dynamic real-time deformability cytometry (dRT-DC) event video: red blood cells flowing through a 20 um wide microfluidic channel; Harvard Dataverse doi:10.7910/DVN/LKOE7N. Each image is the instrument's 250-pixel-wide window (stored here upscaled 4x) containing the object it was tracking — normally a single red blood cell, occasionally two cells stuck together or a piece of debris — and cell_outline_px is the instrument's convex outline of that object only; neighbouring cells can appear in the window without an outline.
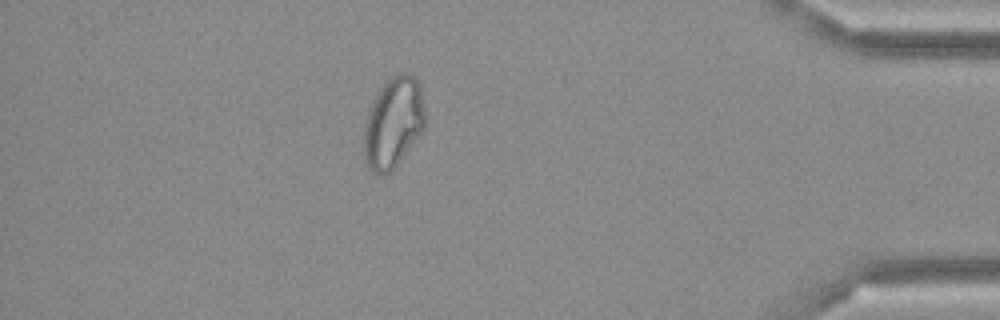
{"species": "Egyptian fruit bat (a non-hibernating species)", "species_latin": "Rousettus aegyptiacus", "temperature_condition": "cold", "stored_images_in_passage": 40, "camera_frame_rate_fps": 3000, "um_per_image_px": 0.085, "frame": {"image": 1, "passage_image": 34, "time_ms": 11.0, "image_size_px": [1000, 320], "cell_outline_px": [[428, 120], [424, 128], [396, 164], [388, 172], [372, 172], [368, 168], [364, 160], [364, 128], [368, 108], [380, 88], [396, 72], [404, 72], [412, 76], [416, 80], [420, 88]], "centroid_in_image_um": [33.43, 10.38], "position_along_channel_um": 401.8, "area_um2": 32.08}}